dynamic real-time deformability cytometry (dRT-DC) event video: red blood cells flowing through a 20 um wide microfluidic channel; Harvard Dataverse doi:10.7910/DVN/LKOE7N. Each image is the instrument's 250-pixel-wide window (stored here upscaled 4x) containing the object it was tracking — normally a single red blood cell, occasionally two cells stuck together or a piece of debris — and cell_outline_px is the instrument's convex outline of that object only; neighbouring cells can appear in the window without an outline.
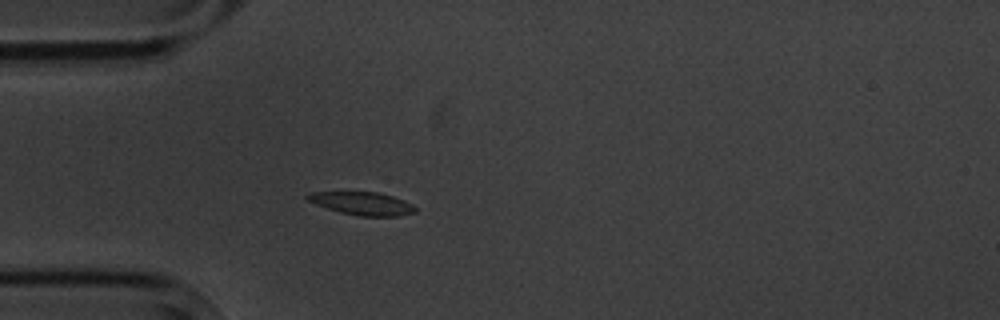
{"species": "common noctule bat (a hibernating species)", "species_latin": "Nyctalus noctula", "temperature_condition": "cold", "stored_images_in_passage": 3, "camera_frame_rate_fps": 3000, "um_per_image_px": 0.085, "animal": {"sex": "male", "body_mass_g": 20.1, "forearm_length_mm": 53.5}, "frame": {"image": 1, "passage_image": 3, "time_ms": 2.333, "image_size_px": [1000, 320], "cell_outline_px": [[416, 212], [400, 216], [360, 216], [340, 212], [316, 204], [308, 200], [304, 196], [312, 192], [376, 192], [392, 196], [404, 200], [412, 204], [416, 208]], "centroid_in_image_um": [30.82, 17.3], "position_along_channel_um": 54.2, "area_um2": 14.33}}